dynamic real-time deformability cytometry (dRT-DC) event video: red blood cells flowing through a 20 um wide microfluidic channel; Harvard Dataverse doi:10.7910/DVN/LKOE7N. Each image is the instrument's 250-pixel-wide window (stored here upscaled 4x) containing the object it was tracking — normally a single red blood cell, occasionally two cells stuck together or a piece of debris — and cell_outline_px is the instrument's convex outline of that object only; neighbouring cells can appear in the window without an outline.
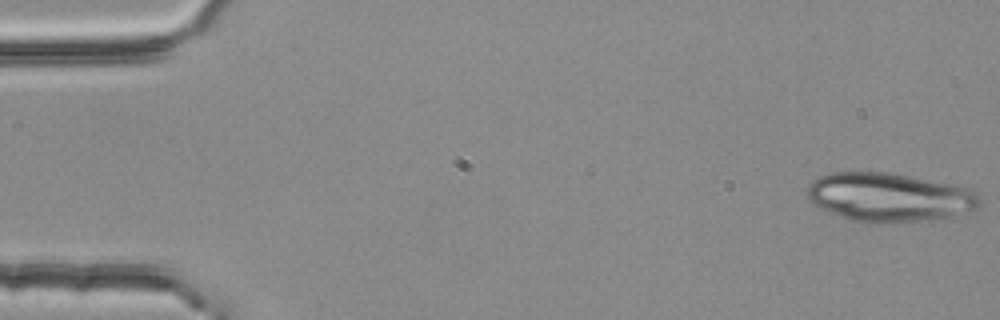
{"species": "common noctule bat (a hibernating species)", "species_latin": "Nyctalus noctula", "temperature_condition": "room temperature", "stored_images_in_passage": 17, "camera_frame_rate_fps": 3000, "um_per_image_px": 0.085, "animal": {"sex": "female", "body_mass_g": 25.1}, "frame": {"image": 1, "passage_image": 1, "time_ms": 0.0, "image_size_px": [1000, 320], "cell_outline_px": [[984, 200], [980, 208], [948, 216], [928, 220], [884, 224], [872, 224], [852, 220], [840, 216], [820, 208], [812, 204], [808, 200], [808, 184], [812, 180], [828, 172], [888, 172], [980, 188]], "centroid_in_image_um": [75.69, 16.76], "position_along_channel_um": 9.3, "area_um2": 50.34}}